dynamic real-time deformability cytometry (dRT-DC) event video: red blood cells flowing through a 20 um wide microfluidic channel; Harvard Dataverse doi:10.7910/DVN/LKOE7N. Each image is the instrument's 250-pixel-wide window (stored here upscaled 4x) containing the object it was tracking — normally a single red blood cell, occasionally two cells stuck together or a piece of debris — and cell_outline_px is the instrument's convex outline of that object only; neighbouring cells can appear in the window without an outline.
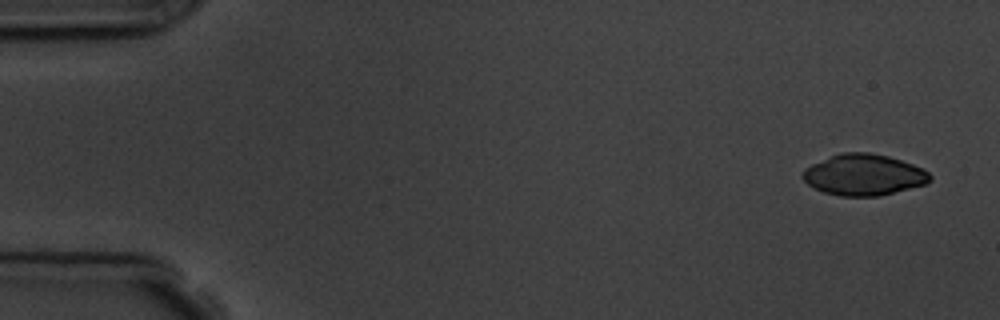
{"species": "common noctule bat (a hibernating species)", "species_latin": "Nyctalus noctula", "temperature_condition": "room temperature", "stored_images_in_passage": 5, "camera_frame_rate_fps": 3000, "um_per_image_px": 0.085, "animal": {"sex": "male", "body_mass_g": 19.5, "forearm_length_mm": 54.6}, "frame": {"image": 1, "passage_image": 1, "time_ms": 0.0, "image_size_px": [1000, 320], "cell_outline_px": [[932, 180], [924, 184], [880, 196], [840, 196], [824, 192], [808, 184], [800, 176], [804, 168], [812, 164], [840, 152], [872, 152], [888, 156], [912, 164], [928, 172], [932, 176]], "centroid_in_image_um": [73.4, 14.85], "position_along_channel_um": 11.6, "area_um2": 30.46}}